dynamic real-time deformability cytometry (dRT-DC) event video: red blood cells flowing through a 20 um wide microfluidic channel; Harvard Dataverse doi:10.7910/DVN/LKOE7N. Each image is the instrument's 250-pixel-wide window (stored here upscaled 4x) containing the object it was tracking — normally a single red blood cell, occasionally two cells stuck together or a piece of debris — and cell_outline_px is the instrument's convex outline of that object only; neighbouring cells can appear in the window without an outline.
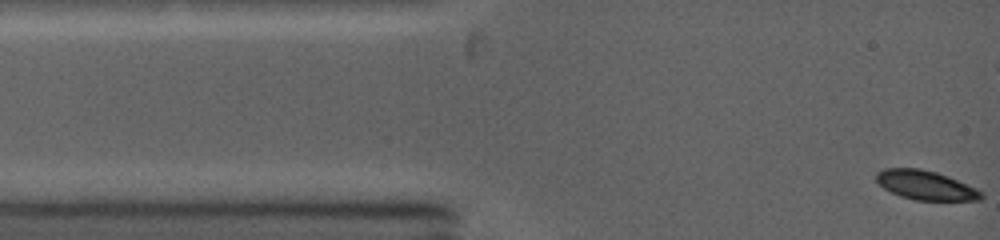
{"species": "common noctule bat (a hibernating species)", "species_latin": "Nyctalus noctula", "temperature_condition": "warm", "stored_images_in_passage": 36, "camera_frame_rate_fps": 5000, "um_per_image_px": 0.085, "animal": {"sex": "female", "body_mass_g": 19.0, "forearm_length_mm": 53.3}, "frame": {"image": 1, "passage_image": 1, "time_ms": 0.0, "image_size_px": [1000, 240], "cell_outline_px": [[984, 196], [980, 200], [916, 200], [900, 196], [884, 188], [876, 180], [876, 172], [884, 168], [920, 168], [936, 172], [948, 176], [976, 188], [984, 192]], "centroid_in_image_um": [78.69, 15.74], "position_along_channel_um": 6.3, "area_um2": 17.86}}
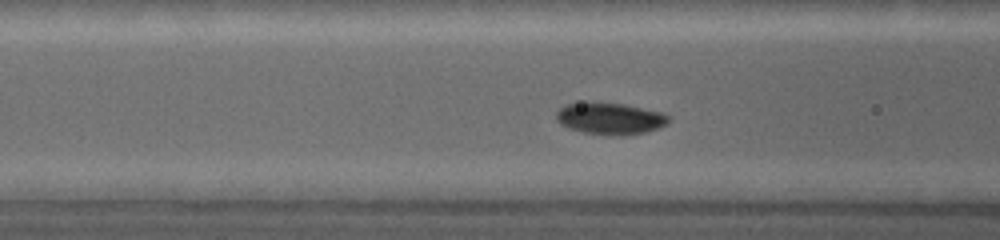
{"frame": {"image": 2, "passage_image": 24, "time_ms": 4.0, "image_size_px": [1000, 240], "cell_outline_px": [[668, 124], [644, 132], [584, 132], [568, 128], [560, 124], [556, 120], [556, 112], [560, 108], [568, 104], [584, 100], [624, 104], [664, 112], [668, 116]], "centroid_in_image_um": [51.8, 9.99], "position_along_channel_um": 114.8, "area_um2": 20.17}}
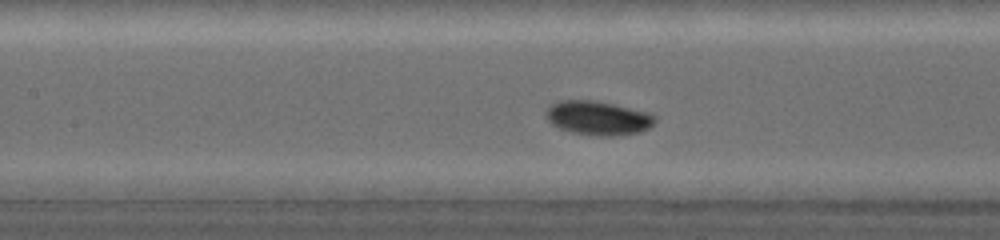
{"frame": {"image": 3, "passage_image": 30, "time_ms": 5.0, "image_size_px": [1000, 240], "cell_outline_px": [[656, 120], [648, 128], [640, 132], [612, 136], [596, 136], [572, 132], [560, 128], [552, 124], [548, 120], [548, 108], [552, 104], [560, 100], [596, 100], [648, 112], [656, 116]], "centroid_in_image_um": [50.86, 10.03], "position_along_channel_um": 156.5, "area_um2": 21.44}}